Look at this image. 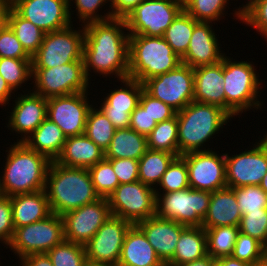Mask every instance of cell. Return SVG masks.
Returning <instances> with one entry per match:
<instances>
[{"mask_svg": "<svg viewBox=\"0 0 267 266\" xmlns=\"http://www.w3.org/2000/svg\"><path fill=\"white\" fill-rule=\"evenodd\" d=\"M265 255L264 245L261 242L239 232L231 255L233 258L253 264L262 259Z\"/></svg>", "mask_w": 267, "mask_h": 266, "instance_id": "bcb514c9", "label": "cell"}, {"mask_svg": "<svg viewBox=\"0 0 267 266\" xmlns=\"http://www.w3.org/2000/svg\"><path fill=\"white\" fill-rule=\"evenodd\" d=\"M12 205L9 196L0 197V243L6 247L14 232Z\"/></svg>", "mask_w": 267, "mask_h": 266, "instance_id": "f907efd6", "label": "cell"}, {"mask_svg": "<svg viewBox=\"0 0 267 266\" xmlns=\"http://www.w3.org/2000/svg\"><path fill=\"white\" fill-rule=\"evenodd\" d=\"M105 158V152L85 134L67 137L56 163L66 167L89 168Z\"/></svg>", "mask_w": 267, "mask_h": 266, "instance_id": "484cf974", "label": "cell"}, {"mask_svg": "<svg viewBox=\"0 0 267 266\" xmlns=\"http://www.w3.org/2000/svg\"><path fill=\"white\" fill-rule=\"evenodd\" d=\"M183 5L188 1V0H179Z\"/></svg>", "mask_w": 267, "mask_h": 266, "instance_id": "2644e50d", "label": "cell"}, {"mask_svg": "<svg viewBox=\"0 0 267 266\" xmlns=\"http://www.w3.org/2000/svg\"><path fill=\"white\" fill-rule=\"evenodd\" d=\"M10 6L45 33L69 27L68 0H12Z\"/></svg>", "mask_w": 267, "mask_h": 266, "instance_id": "ffe728a7", "label": "cell"}, {"mask_svg": "<svg viewBox=\"0 0 267 266\" xmlns=\"http://www.w3.org/2000/svg\"><path fill=\"white\" fill-rule=\"evenodd\" d=\"M182 10L179 0H144L124 20L129 35L163 37Z\"/></svg>", "mask_w": 267, "mask_h": 266, "instance_id": "7c38bea8", "label": "cell"}, {"mask_svg": "<svg viewBox=\"0 0 267 266\" xmlns=\"http://www.w3.org/2000/svg\"><path fill=\"white\" fill-rule=\"evenodd\" d=\"M9 7H10L9 0H0V29L6 23V15Z\"/></svg>", "mask_w": 267, "mask_h": 266, "instance_id": "6f0895ef", "label": "cell"}, {"mask_svg": "<svg viewBox=\"0 0 267 266\" xmlns=\"http://www.w3.org/2000/svg\"><path fill=\"white\" fill-rule=\"evenodd\" d=\"M148 149L164 151L179 156L177 115L159 122L147 136Z\"/></svg>", "mask_w": 267, "mask_h": 266, "instance_id": "e575fe53", "label": "cell"}, {"mask_svg": "<svg viewBox=\"0 0 267 266\" xmlns=\"http://www.w3.org/2000/svg\"><path fill=\"white\" fill-rule=\"evenodd\" d=\"M107 201L111 215L133 225L155 216V190L141 181L119 184Z\"/></svg>", "mask_w": 267, "mask_h": 266, "instance_id": "8fae6325", "label": "cell"}, {"mask_svg": "<svg viewBox=\"0 0 267 266\" xmlns=\"http://www.w3.org/2000/svg\"><path fill=\"white\" fill-rule=\"evenodd\" d=\"M10 146L7 147L6 162L0 172L3 194L12 197L44 190L52 161L30 149L24 142H14Z\"/></svg>", "mask_w": 267, "mask_h": 266, "instance_id": "3957f363", "label": "cell"}, {"mask_svg": "<svg viewBox=\"0 0 267 266\" xmlns=\"http://www.w3.org/2000/svg\"><path fill=\"white\" fill-rule=\"evenodd\" d=\"M254 28L267 43V0H254L242 11V25Z\"/></svg>", "mask_w": 267, "mask_h": 266, "instance_id": "7dc6e473", "label": "cell"}, {"mask_svg": "<svg viewBox=\"0 0 267 266\" xmlns=\"http://www.w3.org/2000/svg\"><path fill=\"white\" fill-rule=\"evenodd\" d=\"M96 193L100 198H107L119 185V180L112 164L103 159L96 165L88 168Z\"/></svg>", "mask_w": 267, "mask_h": 266, "instance_id": "7bdbcfd3", "label": "cell"}, {"mask_svg": "<svg viewBox=\"0 0 267 266\" xmlns=\"http://www.w3.org/2000/svg\"><path fill=\"white\" fill-rule=\"evenodd\" d=\"M181 157L187 164L190 188L214 192L227 187L225 153L209 150L191 152Z\"/></svg>", "mask_w": 267, "mask_h": 266, "instance_id": "e0dca14e", "label": "cell"}, {"mask_svg": "<svg viewBox=\"0 0 267 266\" xmlns=\"http://www.w3.org/2000/svg\"><path fill=\"white\" fill-rule=\"evenodd\" d=\"M250 266H267V255H265L262 259L254 262Z\"/></svg>", "mask_w": 267, "mask_h": 266, "instance_id": "6125c7cd", "label": "cell"}, {"mask_svg": "<svg viewBox=\"0 0 267 266\" xmlns=\"http://www.w3.org/2000/svg\"><path fill=\"white\" fill-rule=\"evenodd\" d=\"M259 186L267 194V173L263 177V179L261 180V183L259 184Z\"/></svg>", "mask_w": 267, "mask_h": 266, "instance_id": "be15d7a7", "label": "cell"}, {"mask_svg": "<svg viewBox=\"0 0 267 266\" xmlns=\"http://www.w3.org/2000/svg\"><path fill=\"white\" fill-rule=\"evenodd\" d=\"M73 5L75 7H73ZM106 5H109V8L106 9L108 11L106 13L102 12V14H104L102 15L101 13H99V10ZM72 8H75V10H72ZM110 8L111 0H68V11L71 22L73 23L72 19L74 17H72V15L76 11V17L77 19H79V24L81 22L82 25L90 22L106 21L112 19Z\"/></svg>", "mask_w": 267, "mask_h": 266, "instance_id": "ab89813d", "label": "cell"}, {"mask_svg": "<svg viewBox=\"0 0 267 266\" xmlns=\"http://www.w3.org/2000/svg\"><path fill=\"white\" fill-rule=\"evenodd\" d=\"M115 131L108 117L93 105L87 116L84 134L105 152Z\"/></svg>", "mask_w": 267, "mask_h": 266, "instance_id": "d590c367", "label": "cell"}, {"mask_svg": "<svg viewBox=\"0 0 267 266\" xmlns=\"http://www.w3.org/2000/svg\"><path fill=\"white\" fill-rule=\"evenodd\" d=\"M223 265L224 266H250L251 264L233 258L232 256L223 257Z\"/></svg>", "mask_w": 267, "mask_h": 266, "instance_id": "91938a15", "label": "cell"}, {"mask_svg": "<svg viewBox=\"0 0 267 266\" xmlns=\"http://www.w3.org/2000/svg\"><path fill=\"white\" fill-rule=\"evenodd\" d=\"M144 0H111L112 18L125 19Z\"/></svg>", "mask_w": 267, "mask_h": 266, "instance_id": "db71d44e", "label": "cell"}, {"mask_svg": "<svg viewBox=\"0 0 267 266\" xmlns=\"http://www.w3.org/2000/svg\"><path fill=\"white\" fill-rule=\"evenodd\" d=\"M14 228L36 223L51 214L45 190L10 197Z\"/></svg>", "mask_w": 267, "mask_h": 266, "instance_id": "83f0119b", "label": "cell"}, {"mask_svg": "<svg viewBox=\"0 0 267 266\" xmlns=\"http://www.w3.org/2000/svg\"><path fill=\"white\" fill-rule=\"evenodd\" d=\"M241 217L242 213L233 188L225 187L211 192L208 211L202 221V227L204 229L220 226L239 227Z\"/></svg>", "mask_w": 267, "mask_h": 266, "instance_id": "d4e9b609", "label": "cell"}, {"mask_svg": "<svg viewBox=\"0 0 267 266\" xmlns=\"http://www.w3.org/2000/svg\"><path fill=\"white\" fill-rule=\"evenodd\" d=\"M29 88L33 93L52 98L90 91L91 82L84 70V61H74L52 68H32Z\"/></svg>", "mask_w": 267, "mask_h": 266, "instance_id": "ba28073f", "label": "cell"}, {"mask_svg": "<svg viewBox=\"0 0 267 266\" xmlns=\"http://www.w3.org/2000/svg\"><path fill=\"white\" fill-rule=\"evenodd\" d=\"M239 232L257 239L265 246L267 243V209L244 213L239 224Z\"/></svg>", "mask_w": 267, "mask_h": 266, "instance_id": "f6af8a7d", "label": "cell"}, {"mask_svg": "<svg viewBox=\"0 0 267 266\" xmlns=\"http://www.w3.org/2000/svg\"><path fill=\"white\" fill-rule=\"evenodd\" d=\"M44 190L51 213L59 216L100 199L88 168L66 167L55 161L50 164Z\"/></svg>", "mask_w": 267, "mask_h": 266, "instance_id": "7a4b0ae2", "label": "cell"}, {"mask_svg": "<svg viewBox=\"0 0 267 266\" xmlns=\"http://www.w3.org/2000/svg\"><path fill=\"white\" fill-rule=\"evenodd\" d=\"M132 225L121 217L111 215L86 243L87 260L104 266H118L125 236Z\"/></svg>", "mask_w": 267, "mask_h": 266, "instance_id": "9a60e30c", "label": "cell"}, {"mask_svg": "<svg viewBox=\"0 0 267 266\" xmlns=\"http://www.w3.org/2000/svg\"><path fill=\"white\" fill-rule=\"evenodd\" d=\"M155 215L187 227H202L211 192L187 188L169 193H155Z\"/></svg>", "mask_w": 267, "mask_h": 266, "instance_id": "52a82bcc", "label": "cell"}, {"mask_svg": "<svg viewBox=\"0 0 267 266\" xmlns=\"http://www.w3.org/2000/svg\"><path fill=\"white\" fill-rule=\"evenodd\" d=\"M212 257L210 255H206L200 259H197L192 262L184 263L179 266H211Z\"/></svg>", "mask_w": 267, "mask_h": 266, "instance_id": "680465c9", "label": "cell"}, {"mask_svg": "<svg viewBox=\"0 0 267 266\" xmlns=\"http://www.w3.org/2000/svg\"><path fill=\"white\" fill-rule=\"evenodd\" d=\"M85 40L83 61L86 77L114 75L118 82L129 75V33L124 19L112 18L106 21L83 25ZM94 73L95 75H91Z\"/></svg>", "mask_w": 267, "mask_h": 266, "instance_id": "6da1fadb", "label": "cell"}, {"mask_svg": "<svg viewBox=\"0 0 267 266\" xmlns=\"http://www.w3.org/2000/svg\"><path fill=\"white\" fill-rule=\"evenodd\" d=\"M19 266H53L47 253L30 254L18 261Z\"/></svg>", "mask_w": 267, "mask_h": 266, "instance_id": "11a10c76", "label": "cell"}, {"mask_svg": "<svg viewBox=\"0 0 267 266\" xmlns=\"http://www.w3.org/2000/svg\"><path fill=\"white\" fill-rule=\"evenodd\" d=\"M118 266H166L149 244L143 231L132 225L124 239Z\"/></svg>", "mask_w": 267, "mask_h": 266, "instance_id": "4316f807", "label": "cell"}, {"mask_svg": "<svg viewBox=\"0 0 267 266\" xmlns=\"http://www.w3.org/2000/svg\"><path fill=\"white\" fill-rule=\"evenodd\" d=\"M15 92L9 87L7 82L0 74V107L8 105L11 99L15 98ZM14 96V97H12Z\"/></svg>", "mask_w": 267, "mask_h": 266, "instance_id": "9f6ffc18", "label": "cell"}, {"mask_svg": "<svg viewBox=\"0 0 267 266\" xmlns=\"http://www.w3.org/2000/svg\"><path fill=\"white\" fill-rule=\"evenodd\" d=\"M194 101L225 110L223 62L193 68Z\"/></svg>", "mask_w": 267, "mask_h": 266, "instance_id": "cb8c5ba5", "label": "cell"}, {"mask_svg": "<svg viewBox=\"0 0 267 266\" xmlns=\"http://www.w3.org/2000/svg\"><path fill=\"white\" fill-rule=\"evenodd\" d=\"M197 23L198 22L183 9L164 32L163 38L180 58H182L188 50L191 35Z\"/></svg>", "mask_w": 267, "mask_h": 266, "instance_id": "836d02e7", "label": "cell"}, {"mask_svg": "<svg viewBox=\"0 0 267 266\" xmlns=\"http://www.w3.org/2000/svg\"><path fill=\"white\" fill-rule=\"evenodd\" d=\"M229 3L230 0H188L183 9L197 22H211L215 25L222 16L228 14L225 10H229Z\"/></svg>", "mask_w": 267, "mask_h": 266, "instance_id": "74e56055", "label": "cell"}, {"mask_svg": "<svg viewBox=\"0 0 267 266\" xmlns=\"http://www.w3.org/2000/svg\"><path fill=\"white\" fill-rule=\"evenodd\" d=\"M256 143V144H255ZM252 148H246L231 156L225 152L227 187L238 188L246 185H259L267 173V147L256 141Z\"/></svg>", "mask_w": 267, "mask_h": 266, "instance_id": "5bb4252c", "label": "cell"}, {"mask_svg": "<svg viewBox=\"0 0 267 266\" xmlns=\"http://www.w3.org/2000/svg\"><path fill=\"white\" fill-rule=\"evenodd\" d=\"M266 135L264 134L263 137L258 139L267 147V132L265 131Z\"/></svg>", "mask_w": 267, "mask_h": 266, "instance_id": "003e7915", "label": "cell"}, {"mask_svg": "<svg viewBox=\"0 0 267 266\" xmlns=\"http://www.w3.org/2000/svg\"><path fill=\"white\" fill-rule=\"evenodd\" d=\"M232 58V59H231ZM223 62L225 111L233 118L246 111L262 110V80L253 61H237L225 54ZM257 73V74H256ZM261 80V81H260ZM241 113V114H240Z\"/></svg>", "mask_w": 267, "mask_h": 266, "instance_id": "5b68a950", "label": "cell"}, {"mask_svg": "<svg viewBox=\"0 0 267 266\" xmlns=\"http://www.w3.org/2000/svg\"><path fill=\"white\" fill-rule=\"evenodd\" d=\"M176 115L179 156L212 150L208 144L210 139L216 137L219 132L221 134L224 125L233 119L219 106L196 101H191ZM205 143L208 146L207 149Z\"/></svg>", "mask_w": 267, "mask_h": 266, "instance_id": "277c9868", "label": "cell"}, {"mask_svg": "<svg viewBox=\"0 0 267 266\" xmlns=\"http://www.w3.org/2000/svg\"><path fill=\"white\" fill-rule=\"evenodd\" d=\"M264 251H265V254L267 255V243L264 246Z\"/></svg>", "mask_w": 267, "mask_h": 266, "instance_id": "89a4df30", "label": "cell"}, {"mask_svg": "<svg viewBox=\"0 0 267 266\" xmlns=\"http://www.w3.org/2000/svg\"><path fill=\"white\" fill-rule=\"evenodd\" d=\"M25 89L21 90L23 93H16L15 100H12V104H8V106L12 105V108L11 112H7L10 114L6 118L8 123L5 127L16 133V136L20 134L17 142H24L47 118V99Z\"/></svg>", "mask_w": 267, "mask_h": 266, "instance_id": "d6986e66", "label": "cell"}, {"mask_svg": "<svg viewBox=\"0 0 267 266\" xmlns=\"http://www.w3.org/2000/svg\"><path fill=\"white\" fill-rule=\"evenodd\" d=\"M67 137L60 127L46 118L38 128L32 132L24 143L37 153L43 154L51 161L60 155Z\"/></svg>", "mask_w": 267, "mask_h": 266, "instance_id": "f1b7e54d", "label": "cell"}, {"mask_svg": "<svg viewBox=\"0 0 267 266\" xmlns=\"http://www.w3.org/2000/svg\"><path fill=\"white\" fill-rule=\"evenodd\" d=\"M182 63L163 37L129 35V75L140 83L174 70Z\"/></svg>", "mask_w": 267, "mask_h": 266, "instance_id": "8992f818", "label": "cell"}, {"mask_svg": "<svg viewBox=\"0 0 267 266\" xmlns=\"http://www.w3.org/2000/svg\"><path fill=\"white\" fill-rule=\"evenodd\" d=\"M143 87L149 95L179 112L194 101L193 68L181 63L174 70L146 80Z\"/></svg>", "mask_w": 267, "mask_h": 266, "instance_id": "4fadbf2b", "label": "cell"}, {"mask_svg": "<svg viewBox=\"0 0 267 266\" xmlns=\"http://www.w3.org/2000/svg\"><path fill=\"white\" fill-rule=\"evenodd\" d=\"M69 27L45 33L43 42L32 57V68H52L74 61H83L85 30ZM81 28V29H80Z\"/></svg>", "mask_w": 267, "mask_h": 266, "instance_id": "30bf717a", "label": "cell"}, {"mask_svg": "<svg viewBox=\"0 0 267 266\" xmlns=\"http://www.w3.org/2000/svg\"><path fill=\"white\" fill-rule=\"evenodd\" d=\"M88 95L90 92L85 91L47 99V118L57 124L66 137L85 133L87 116L94 104Z\"/></svg>", "mask_w": 267, "mask_h": 266, "instance_id": "2e32d148", "label": "cell"}, {"mask_svg": "<svg viewBox=\"0 0 267 266\" xmlns=\"http://www.w3.org/2000/svg\"><path fill=\"white\" fill-rule=\"evenodd\" d=\"M211 266H224L223 257L222 258H213L211 261Z\"/></svg>", "mask_w": 267, "mask_h": 266, "instance_id": "e7e4bbea", "label": "cell"}, {"mask_svg": "<svg viewBox=\"0 0 267 266\" xmlns=\"http://www.w3.org/2000/svg\"><path fill=\"white\" fill-rule=\"evenodd\" d=\"M158 186L154 189L155 193H169L190 187L187 164L181 156L176 157L171 162L166 172L162 175Z\"/></svg>", "mask_w": 267, "mask_h": 266, "instance_id": "60d3db41", "label": "cell"}, {"mask_svg": "<svg viewBox=\"0 0 267 266\" xmlns=\"http://www.w3.org/2000/svg\"><path fill=\"white\" fill-rule=\"evenodd\" d=\"M32 59L22 47L14 31L5 23L0 29V58Z\"/></svg>", "mask_w": 267, "mask_h": 266, "instance_id": "c3c4849f", "label": "cell"}, {"mask_svg": "<svg viewBox=\"0 0 267 266\" xmlns=\"http://www.w3.org/2000/svg\"><path fill=\"white\" fill-rule=\"evenodd\" d=\"M156 124L157 122L151 118L149 113L140 104L131 113L129 127L139 134L147 137Z\"/></svg>", "mask_w": 267, "mask_h": 266, "instance_id": "f5cc1de1", "label": "cell"}, {"mask_svg": "<svg viewBox=\"0 0 267 266\" xmlns=\"http://www.w3.org/2000/svg\"><path fill=\"white\" fill-rule=\"evenodd\" d=\"M82 266H104V265L86 259V261L83 263Z\"/></svg>", "mask_w": 267, "mask_h": 266, "instance_id": "03108f58", "label": "cell"}, {"mask_svg": "<svg viewBox=\"0 0 267 266\" xmlns=\"http://www.w3.org/2000/svg\"><path fill=\"white\" fill-rule=\"evenodd\" d=\"M148 150L147 137L132 130L130 127L116 129L105 159L130 158L139 160Z\"/></svg>", "mask_w": 267, "mask_h": 266, "instance_id": "4dcf8cb0", "label": "cell"}, {"mask_svg": "<svg viewBox=\"0 0 267 266\" xmlns=\"http://www.w3.org/2000/svg\"><path fill=\"white\" fill-rule=\"evenodd\" d=\"M136 225L143 231L149 244L165 265L173 258L181 232L187 227L156 215Z\"/></svg>", "mask_w": 267, "mask_h": 266, "instance_id": "603a6c76", "label": "cell"}, {"mask_svg": "<svg viewBox=\"0 0 267 266\" xmlns=\"http://www.w3.org/2000/svg\"><path fill=\"white\" fill-rule=\"evenodd\" d=\"M233 190L242 215L267 209V194L259 185H246Z\"/></svg>", "mask_w": 267, "mask_h": 266, "instance_id": "ee69618b", "label": "cell"}, {"mask_svg": "<svg viewBox=\"0 0 267 266\" xmlns=\"http://www.w3.org/2000/svg\"><path fill=\"white\" fill-rule=\"evenodd\" d=\"M139 104L157 123L171 119L177 113L174 109H172L164 102L149 95L144 89L142 90V93L140 95Z\"/></svg>", "mask_w": 267, "mask_h": 266, "instance_id": "681fc988", "label": "cell"}, {"mask_svg": "<svg viewBox=\"0 0 267 266\" xmlns=\"http://www.w3.org/2000/svg\"><path fill=\"white\" fill-rule=\"evenodd\" d=\"M53 266H82L86 261L85 245L63 241L47 252Z\"/></svg>", "mask_w": 267, "mask_h": 266, "instance_id": "b9f144b4", "label": "cell"}, {"mask_svg": "<svg viewBox=\"0 0 267 266\" xmlns=\"http://www.w3.org/2000/svg\"><path fill=\"white\" fill-rule=\"evenodd\" d=\"M214 23L198 22L193 29L190 43L186 54L181 58L185 65L195 68L203 65H213L219 63L224 51L221 50Z\"/></svg>", "mask_w": 267, "mask_h": 266, "instance_id": "7402d4cb", "label": "cell"}, {"mask_svg": "<svg viewBox=\"0 0 267 266\" xmlns=\"http://www.w3.org/2000/svg\"><path fill=\"white\" fill-rule=\"evenodd\" d=\"M207 255V235L203 227H186L179 237L173 258L166 266H179Z\"/></svg>", "mask_w": 267, "mask_h": 266, "instance_id": "f546056e", "label": "cell"}, {"mask_svg": "<svg viewBox=\"0 0 267 266\" xmlns=\"http://www.w3.org/2000/svg\"><path fill=\"white\" fill-rule=\"evenodd\" d=\"M119 180V184L139 181L138 160L130 158L107 159Z\"/></svg>", "mask_w": 267, "mask_h": 266, "instance_id": "816d5d0a", "label": "cell"}, {"mask_svg": "<svg viewBox=\"0 0 267 266\" xmlns=\"http://www.w3.org/2000/svg\"><path fill=\"white\" fill-rule=\"evenodd\" d=\"M207 254L212 258L231 256L239 234V227L220 226L205 229Z\"/></svg>", "mask_w": 267, "mask_h": 266, "instance_id": "8d00e7d4", "label": "cell"}, {"mask_svg": "<svg viewBox=\"0 0 267 266\" xmlns=\"http://www.w3.org/2000/svg\"><path fill=\"white\" fill-rule=\"evenodd\" d=\"M120 85L108 91L97 106L111 121L115 129L128 128L133 110L139 104V98L144 89L143 84L136 79H120ZM123 83V84H122Z\"/></svg>", "mask_w": 267, "mask_h": 266, "instance_id": "44dd1931", "label": "cell"}, {"mask_svg": "<svg viewBox=\"0 0 267 266\" xmlns=\"http://www.w3.org/2000/svg\"><path fill=\"white\" fill-rule=\"evenodd\" d=\"M64 240L63 218L51 213L36 223L15 228L11 241L5 248H9L20 261L30 254L47 253Z\"/></svg>", "mask_w": 267, "mask_h": 266, "instance_id": "9c48e42d", "label": "cell"}, {"mask_svg": "<svg viewBox=\"0 0 267 266\" xmlns=\"http://www.w3.org/2000/svg\"><path fill=\"white\" fill-rule=\"evenodd\" d=\"M176 157L168 152L148 149L138 160L139 181L155 189Z\"/></svg>", "mask_w": 267, "mask_h": 266, "instance_id": "1f68e13d", "label": "cell"}, {"mask_svg": "<svg viewBox=\"0 0 267 266\" xmlns=\"http://www.w3.org/2000/svg\"><path fill=\"white\" fill-rule=\"evenodd\" d=\"M0 74L17 93L32 80V59L0 58Z\"/></svg>", "mask_w": 267, "mask_h": 266, "instance_id": "f35d334b", "label": "cell"}, {"mask_svg": "<svg viewBox=\"0 0 267 266\" xmlns=\"http://www.w3.org/2000/svg\"><path fill=\"white\" fill-rule=\"evenodd\" d=\"M110 216L107 198L65 213L62 215L65 241L86 245Z\"/></svg>", "mask_w": 267, "mask_h": 266, "instance_id": "ac0fdd59", "label": "cell"}, {"mask_svg": "<svg viewBox=\"0 0 267 266\" xmlns=\"http://www.w3.org/2000/svg\"><path fill=\"white\" fill-rule=\"evenodd\" d=\"M254 0H247V3L246 4H242L239 6V8L237 7V9L233 10L234 11V14L231 13L233 15V17H236L235 19L238 20V21H241L242 23V11L248 7Z\"/></svg>", "mask_w": 267, "mask_h": 266, "instance_id": "94428289", "label": "cell"}, {"mask_svg": "<svg viewBox=\"0 0 267 266\" xmlns=\"http://www.w3.org/2000/svg\"><path fill=\"white\" fill-rule=\"evenodd\" d=\"M6 23L14 31L26 53L32 58L42 44L45 32L21 17L11 6L7 11Z\"/></svg>", "mask_w": 267, "mask_h": 266, "instance_id": "d6a6232c", "label": "cell"}, {"mask_svg": "<svg viewBox=\"0 0 267 266\" xmlns=\"http://www.w3.org/2000/svg\"><path fill=\"white\" fill-rule=\"evenodd\" d=\"M4 194H3V191H2V187H1V180H0V197H2Z\"/></svg>", "mask_w": 267, "mask_h": 266, "instance_id": "a7ac6f4b", "label": "cell"}]
</instances>
